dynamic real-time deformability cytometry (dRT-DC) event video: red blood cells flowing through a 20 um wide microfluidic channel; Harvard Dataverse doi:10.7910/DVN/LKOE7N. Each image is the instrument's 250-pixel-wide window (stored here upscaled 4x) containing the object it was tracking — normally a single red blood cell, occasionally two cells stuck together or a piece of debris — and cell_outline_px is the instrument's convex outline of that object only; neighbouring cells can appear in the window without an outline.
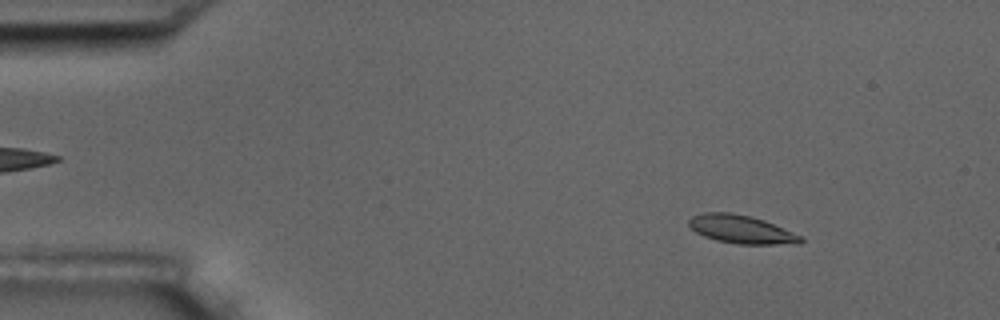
{"species": "common noctule bat (a hibernating species)", "species_latin": "Nyctalus noctula", "temperature_condition": "room temperature", "stored_images_in_passage": 56, "camera_frame_rate_fps": 3000, "um_per_image_px": 0.085, "animal": {"sex": "male", "body_mass_g": 17.5, "forearm_length_mm": 52.3}, "frame": {"image": 1, "passage_image": 7, "time_ms": 2.0, "image_size_px": [1000, 320], "cell_outline_px": [[804, 240], [800, 244], [740, 244], [716, 240], [704, 236], [696, 232], [688, 224], [688, 220], [692, 216], [704, 212], [732, 212], [752, 216], [764, 220], [804, 236]], "centroid_in_image_um": [63.05, 19.49], "position_along_channel_um": 21.9, "area_um2": 18.61}}
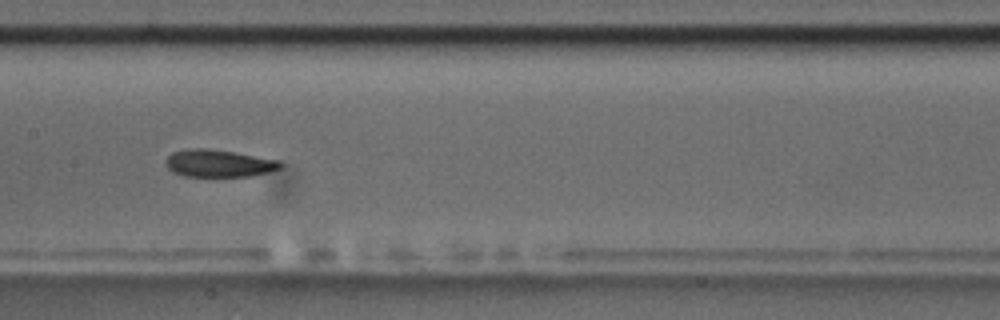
{"frame": {"image": 2, "passage_image": 28, "time_ms": 9.0, "image_size_px": [1000, 320], "cell_outline_px": [[284, 164], [280, 168], [268, 172], [252, 176], [184, 176], [172, 172], [164, 164], [164, 160], [172, 152], [188, 148], [208, 148], [280, 160]], "centroid_in_image_um": [18.56, 13.88], "position_along_channel_um": 188.8, "area_um2": 18.38}}
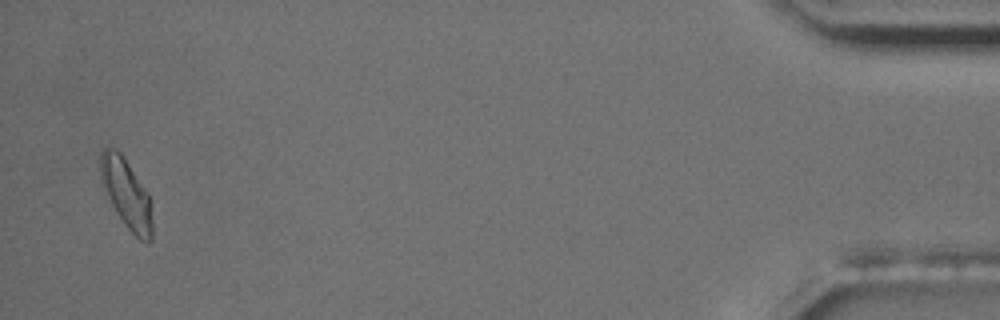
{"frame": {"image": 3, "passage_image": 55, "time_ms": 18.0, "image_size_px": [1000, 320], "cell_outline_px": [[152, 240], [148, 244], [140, 240], [124, 224], [116, 212], [104, 192], [100, 184], [100, 152], [104, 148], [116, 148], [120, 152], [148, 192], [152, 200]], "centroid_in_image_um": [10.75, 16.47], "position_along_channel_um": 424.5, "area_um2": 21.39}, "authors_computed_cell_mechanics": {"area_um2": 18.496, "velocity_mm_per_s": 3.5506, "shape_relaxation_time_tau1_ms": 4.0551, "shape_relaxation_time_tau2_ms": 5.0931, "deformation_change_tau1": 0.1283, "deformation_change_tau2": 0.1}}